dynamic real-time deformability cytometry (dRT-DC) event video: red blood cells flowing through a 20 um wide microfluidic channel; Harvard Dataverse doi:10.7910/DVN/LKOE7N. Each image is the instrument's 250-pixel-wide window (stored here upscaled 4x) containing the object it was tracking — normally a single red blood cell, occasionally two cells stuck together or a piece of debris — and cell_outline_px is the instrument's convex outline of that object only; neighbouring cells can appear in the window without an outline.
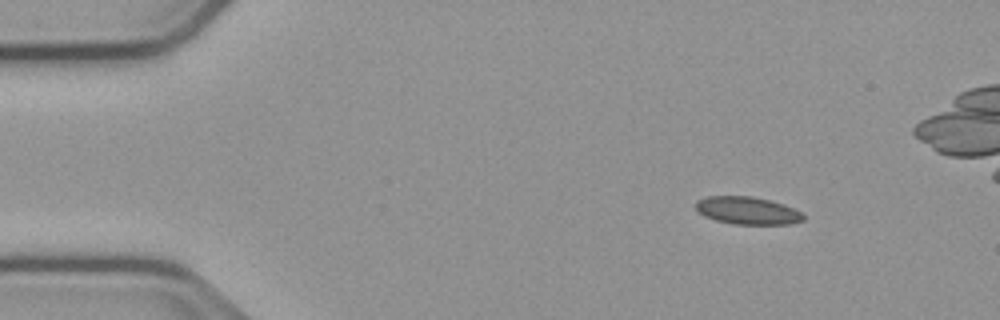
{"species": "common noctule bat (a hibernating species)", "species_latin": "Nyctalus noctula", "temperature_condition": "cold", "stored_images_in_passage": 49, "camera_frame_rate_fps": 3000, "um_per_image_px": 0.085, "animal": {"sex": "male", "body_mass_g": 23.1, "forearm_length_mm": 52.7}, "frame": {"image": 1, "passage_image": 1, "time_ms": 0.0, "image_size_px": [1000, 320], "cell_outline_px": [[804, 220], [788, 224], [732, 224], [716, 220], [704, 216], [696, 208], [696, 200], [708, 196], [752, 196], [784, 204], [804, 212]], "centroid_in_image_um": [63.56, 17.9], "position_along_channel_um": 21.4, "area_um2": 17.34}}
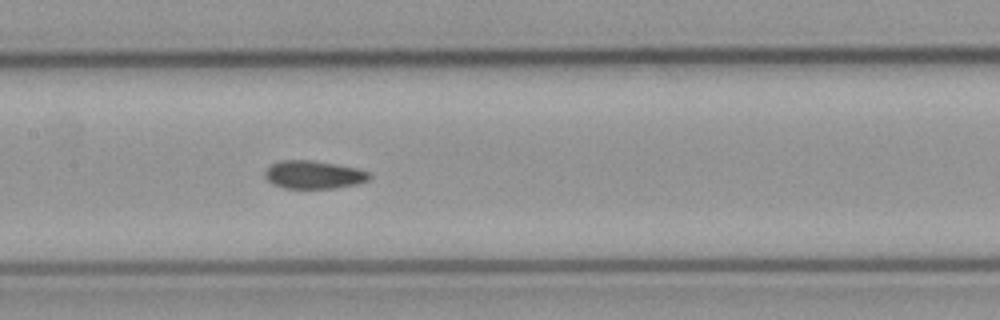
{"frame": {"image": 2, "passage_image": 20, "time_ms": 6.333, "image_size_px": [1000, 320], "cell_outline_px": [[372, 176], [368, 180], [356, 184], [332, 188], [284, 188], [272, 184], [264, 176], [264, 172], [272, 164], [280, 160], [312, 160], [336, 164], [356, 168], [368, 172]], "centroid_in_image_um": [26.64, 14.85], "position_along_channel_um": 180.8, "area_um2": 16.99}}
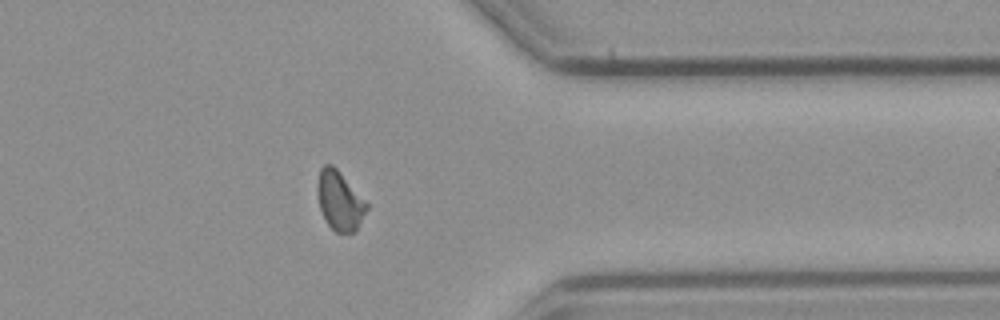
{"frame": {"image": 3, "passage_image": 37, "time_ms": 12.0, "image_size_px": [1000, 320], "cell_outline_px": [[368, 208], [356, 232], [336, 232], [328, 224], [320, 208], [316, 188], [320, 168], [324, 164], [332, 164], [336, 168], [368, 204]], "centroid_in_image_um": [28.86, 17.06], "position_along_channel_um": 382.5, "area_um2": 16.76}, "authors_computed_cell_mechanics": {"area_um2": 17.1088, "velocity_mm_per_s": 3.7751, "shape_relaxation_time_tau1_ms": null, "shape_relaxation_time_tau2_ms": 2.8793, "deformation_change_tau1": null, "deformation_change_tau2": 0.0684}}